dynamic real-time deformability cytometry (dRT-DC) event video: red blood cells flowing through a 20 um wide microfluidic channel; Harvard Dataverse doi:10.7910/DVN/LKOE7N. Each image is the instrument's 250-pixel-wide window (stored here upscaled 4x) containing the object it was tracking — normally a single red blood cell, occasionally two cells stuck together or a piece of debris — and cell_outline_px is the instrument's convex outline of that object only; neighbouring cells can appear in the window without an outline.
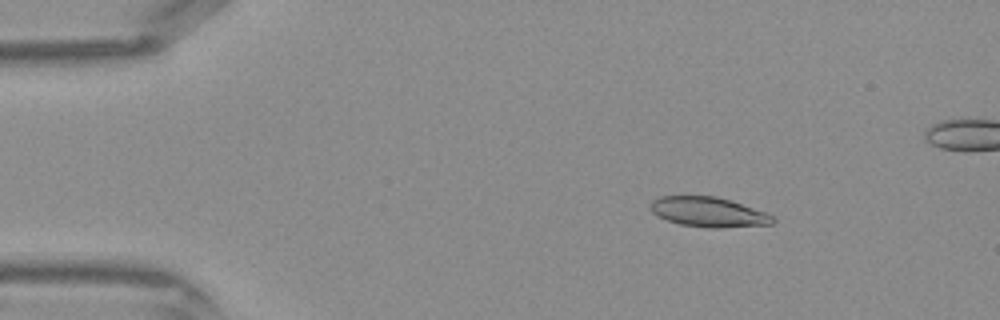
{"species": "Egyptian fruit bat (a non-hibernating species)", "species_latin": "Rousettus aegyptiacus", "temperature_condition": "warm", "stored_images_in_passage": 43, "camera_frame_rate_fps": 3000, "um_per_image_px": 0.085, "frame": {"image": 1, "passage_image": 6, "time_ms": 1.667, "image_size_px": [1000, 320], "cell_outline_px": [[776, 220], [772, 224], [720, 228], [708, 228], [680, 224], [668, 220], [652, 212], [652, 200], [660, 196], [716, 196], [768, 212]], "centroid_in_image_um": [60.27, 18.02], "position_along_channel_um": 24.7, "area_um2": 21.15}}
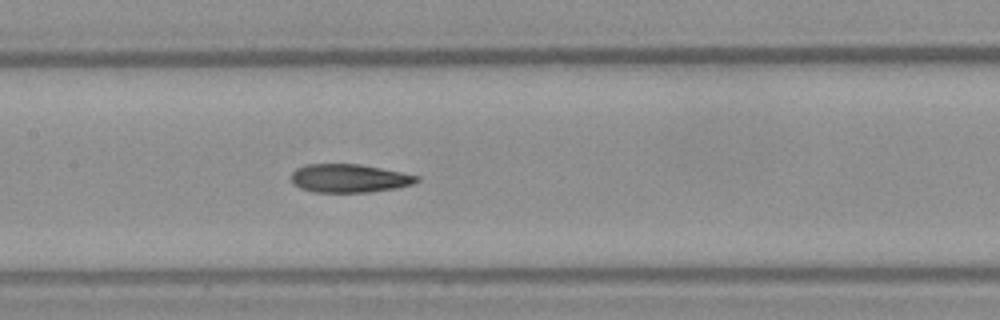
{"frame": {"image": 2, "passage_image": 20, "time_ms": 6.333, "image_size_px": [1000, 320], "cell_outline_px": [[420, 180], [412, 184], [396, 188], [368, 192], [312, 192], [300, 188], [292, 184], [292, 172], [296, 168], [304, 164], [360, 164], [420, 176]], "centroid_in_image_um": [29.65, 15.15], "position_along_channel_um": 177.7, "area_um2": 20.81}}
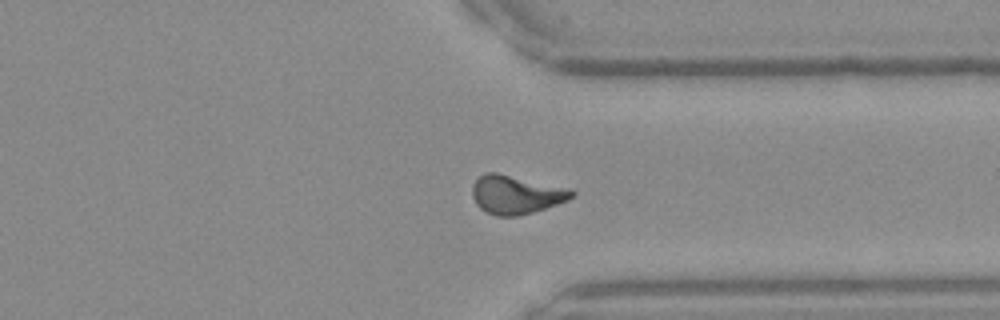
{"frame": {"image": 3, "passage_image": 32, "time_ms": 10.333, "image_size_px": [1000, 320], "cell_outline_px": [[576, 192], [568, 200], [532, 212], [516, 216], [496, 216], [484, 212], [476, 204], [472, 196], [472, 184], [484, 172], [496, 172], [572, 188]], "centroid_in_image_um": [43.85, 16.53], "position_along_channel_um": 367.6, "area_um2": 22.54}}